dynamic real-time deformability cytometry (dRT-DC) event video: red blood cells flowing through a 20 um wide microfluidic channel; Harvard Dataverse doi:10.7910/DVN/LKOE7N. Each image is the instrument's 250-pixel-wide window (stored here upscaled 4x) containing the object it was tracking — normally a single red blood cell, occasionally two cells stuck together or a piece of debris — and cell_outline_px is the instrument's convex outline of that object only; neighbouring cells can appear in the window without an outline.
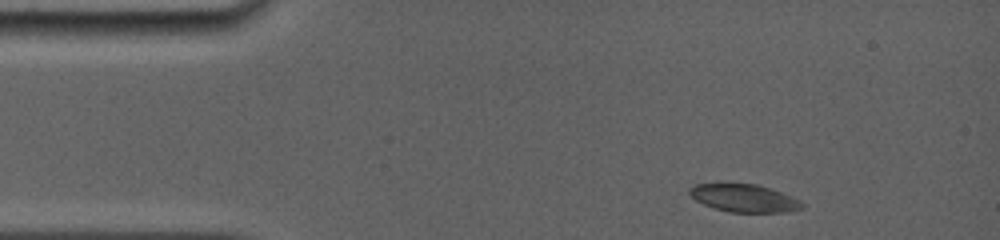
{"species": "common noctule bat (a hibernating species)", "species_latin": "Nyctalus noctula", "temperature_condition": "room temperature", "stored_images_in_passage": 20, "camera_frame_rate_fps": 5000, "um_per_image_px": 0.085, "animal": {"sex": "female", "body_mass_g": 19.0, "forearm_length_mm": 56.7}, "frame": {"image": 1, "passage_image": 1, "time_ms": 0.0, "image_size_px": [1000, 240], "cell_outline_px": [[804, 208], [788, 212], [728, 212], [704, 204], [696, 200], [688, 192], [688, 188], [696, 184], [756, 184], [792, 196], [800, 200], [804, 204]], "centroid_in_image_um": [63.28, 16.85], "position_along_channel_um": 21.7, "area_um2": 18.03}}
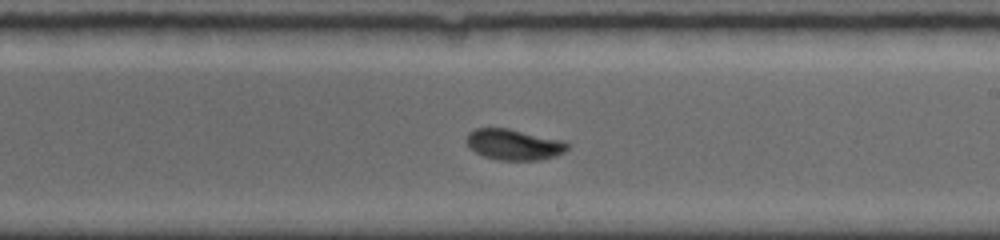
{"frame": {"image": 2, "passage_image": 12, "time_ms": 7.4, "image_size_px": [1000, 240], "cell_outline_px": [[568, 148], [564, 152], [556, 156], [540, 160], [500, 160], [484, 156], [476, 152], [464, 140], [468, 132], [476, 128], [508, 128], [564, 140], [568, 144]], "centroid_in_image_um": [43.69, 12.28], "position_along_channel_um": 245.3, "area_um2": 18.21}}
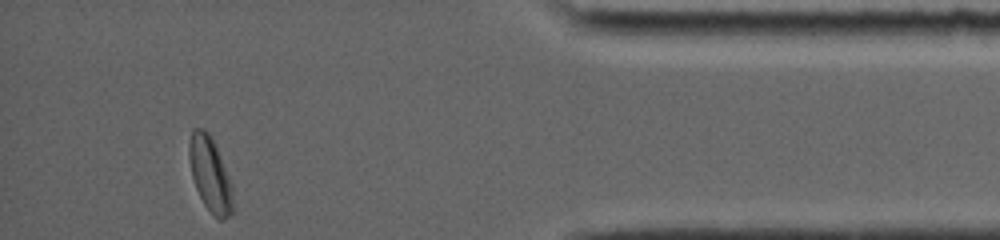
{"frame": {"image": 3, "passage_image": 20, "time_ms": 12.6, "image_size_px": [1000, 240], "cell_outline_px": [[232, 212], [224, 220], [220, 220], [212, 216], [204, 204], [196, 188], [192, 176], [188, 156], [188, 144], [192, 128], [204, 128], [208, 132], [216, 148], [232, 184]], "centroid_in_image_um": [17.83, 14.82], "position_along_channel_um": 417.4, "area_um2": 18.9}, "authors_computed_cell_mechanics": {"area_um2": 18.5827, "velocity_mm_per_s": 3.9065, "shape_relaxation_time_tau1_ms": 3.673, "shape_relaxation_time_tau2_ms": 8.1647, "deformation_change_tau1": 0.1286, "deformation_change_tau2": 0.1028}}